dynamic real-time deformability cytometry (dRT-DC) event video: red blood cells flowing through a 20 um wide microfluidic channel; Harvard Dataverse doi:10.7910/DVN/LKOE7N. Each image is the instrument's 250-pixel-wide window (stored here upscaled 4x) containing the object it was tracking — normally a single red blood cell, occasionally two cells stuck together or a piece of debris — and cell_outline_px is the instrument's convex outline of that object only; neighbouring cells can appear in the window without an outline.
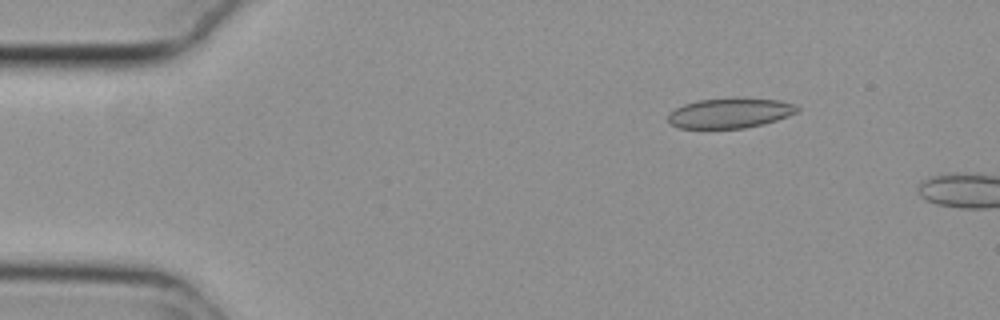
{"species": "common noctule bat (a hibernating species)", "species_latin": "Nyctalus noctula", "temperature_condition": "cold", "stored_images_in_passage": 8, "camera_frame_rate_fps": 3000, "um_per_image_px": 0.085, "animal": {"sex": "female", "body_mass_g": 29.2, "forearm_length_mm": 56.3}, "frame": {"image": 1, "passage_image": 5, "time_ms": 1.333, "image_size_px": [1000, 320], "cell_outline_px": [[800, 108], [796, 112], [788, 116], [764, 124], [744, 128], [680, 128], [672, 124], [668, 120], [668, 116], [676, 108], [684, 104], [696, 100], [732, 96], [736, 96], [780, 100], [792, 104]], "centroid_in_image_um": [62.06, 9.58], "position_along_channel_um": 22.9, "area_um2": 22.95}}